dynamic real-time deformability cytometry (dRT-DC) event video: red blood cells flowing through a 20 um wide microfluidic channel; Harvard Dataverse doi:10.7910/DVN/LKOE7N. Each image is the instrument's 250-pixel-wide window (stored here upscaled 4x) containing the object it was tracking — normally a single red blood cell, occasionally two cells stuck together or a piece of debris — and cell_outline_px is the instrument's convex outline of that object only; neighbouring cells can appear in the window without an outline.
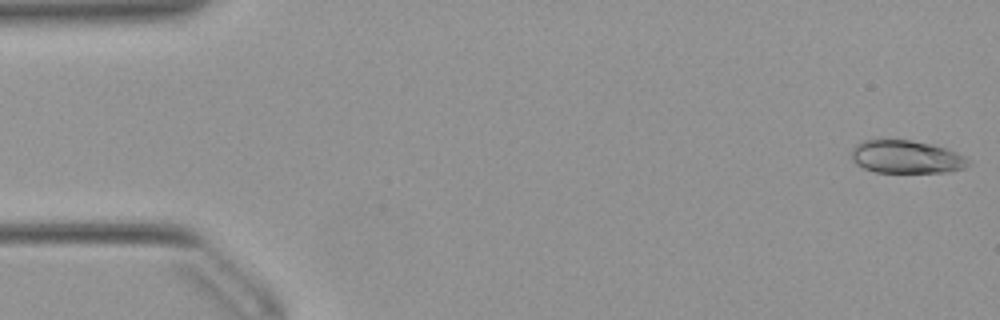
{"species": "Egyptian fruit bat (a non-hibernating species)", "species_latin": "Rousettus aegyptiacus", "temperature_condition": "warm", "stored_images_in_passage": 15, "camera_frame_rate_fps": 3000, "um_per_image_px": 0.085, "animal": {"sex": "female"}, "frame": {"image": 1, "passage_image": 1, "time_ms": 0.0, "image_size_px": [1000, 320], "cell_outline_px": [[968, 164], [964, 168], [944, 172], [876, 172], [864, 168], [856, 164], [852, 160], [852, 148], [860, 140], [912, 140], [932, 144], [956, 152], [964, 156], [968, 160]], "centroid_in_image_um": [76.99, 13.33], "position_along_channel_um": 8.0, "area_um2": 22.31}}